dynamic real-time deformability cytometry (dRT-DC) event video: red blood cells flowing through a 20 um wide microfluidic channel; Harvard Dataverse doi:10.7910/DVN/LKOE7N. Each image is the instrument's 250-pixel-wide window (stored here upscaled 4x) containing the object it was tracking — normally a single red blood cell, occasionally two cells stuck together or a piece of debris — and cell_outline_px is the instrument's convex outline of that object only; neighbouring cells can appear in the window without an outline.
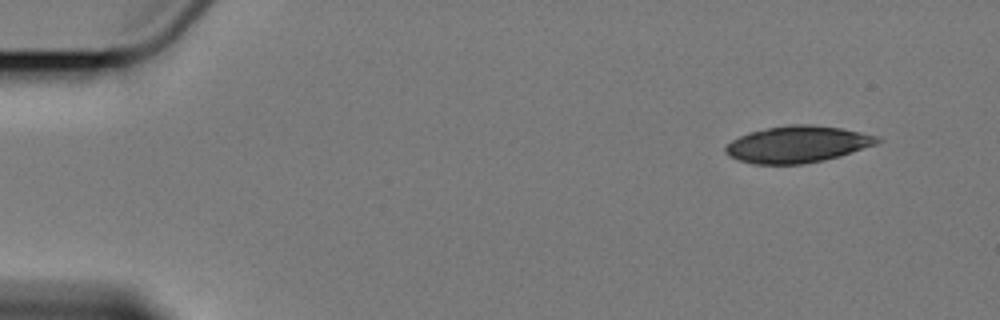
{"species": "Egyptian fruit bat (a non-hibernating species)", "species_latin": "Rousettus aegyptiacus", "temperature_condition": "cold", "stored_images_in_passage": 10, "camera_frame_rate_fps": 3000, "um_per_image_px": 0.085, "animal": {"sex": "female"}, "frame": {"image": 1, "passage_image": 1, "time_ms": 0.0, "image_size_px": [1000, 320], "cell_outline_px": [[884, 140], [876, 144], [852, 152], [824, 160], [804, 164], [752, 164], [728, 156], [724, 152], [724, 148], [732, 140], [748, 132], [788, 124], [812, 124], [840, 128], [880, 136]], "centroid_in_image_um": [67.79, 12.26], "position_along_channel_um": 17.2, "area_um2": 32.48}}
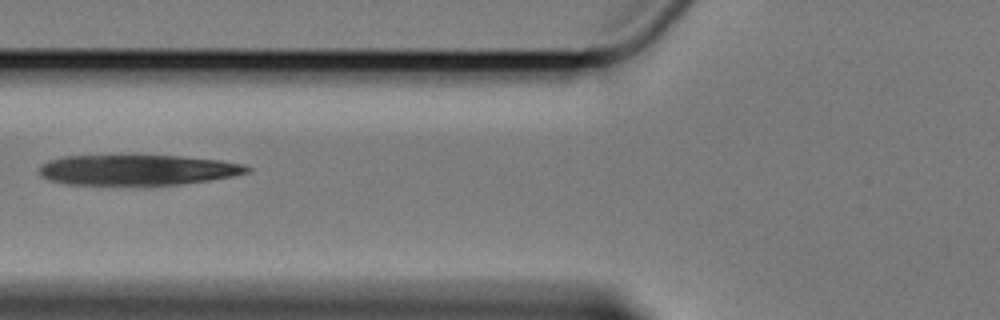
{"frame": {"image": 2, "passage_image": 6, "time_ms": 6.0, "image_size_px": [1000, 320], "cell_outline_px": [[252, 172], [232, 176], [208, 180], [180, 184], [68, 184], [52, 180], [40, 176], [40, 164], [48, 160], [64, 156], [180, 156], [220, 160], [244, 164], [252, 168]], "centroid_in_image_um": [11.72, 14.43], "position_along_channel_um": 114.1, "area_um2": 36.47}}